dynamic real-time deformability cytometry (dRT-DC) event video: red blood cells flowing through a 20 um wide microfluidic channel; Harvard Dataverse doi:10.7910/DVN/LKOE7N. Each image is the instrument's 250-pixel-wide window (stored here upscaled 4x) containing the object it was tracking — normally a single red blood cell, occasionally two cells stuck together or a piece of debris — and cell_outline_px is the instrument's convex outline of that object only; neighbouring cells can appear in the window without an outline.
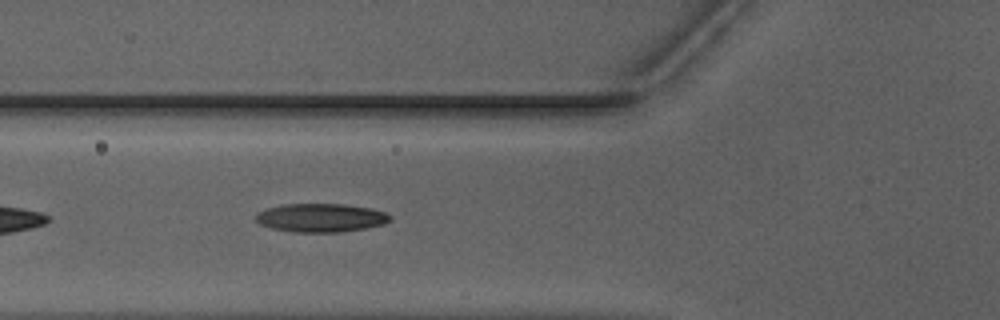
{"species": "Egyptian fruit bat (a non-hibernating species)", "species_latin": "Rousettus aegyptiacus", "temperature_condition": "warm", "stored_images_in_passage": 34, "camera_frame_rate_fps": 3000, "um_per_image_px": 0.085, "animal": {"sex": "male"}, "frame": {"image": 1, "passage_image": 6, "time_ms": 1.667, "image_size_px": [1000, 320], "cell_outline_px": [[392, 220], [384, 224], [364, 228], [340, 232], [296, 232], [272, 228], [260, 224], [256, 220], [256, 212], [268, 208], [284, 204], [344, 204], [372, 208], [384, 212], [392, 216]], "centroid_in_image_um": [27.29, 18.5], "position_along_channel_um": 98.5, "area_um2": 22.31}}
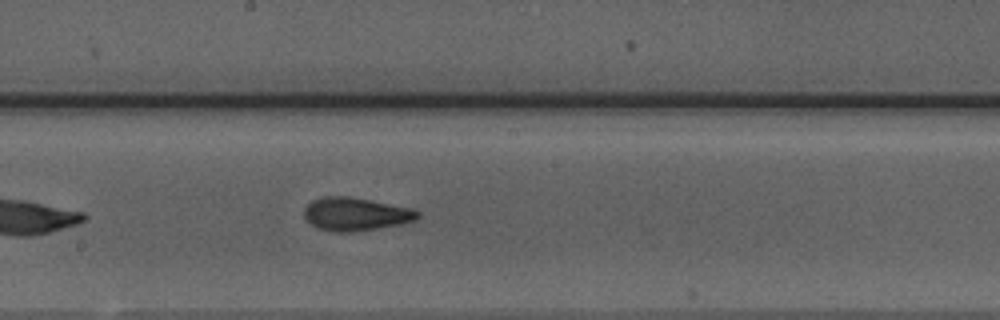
{"frame": {"image": 2, "passage_image": 15, "time_ms": 4.667, "image_size_px": [1000, 320], "cell_outline_px": [[420, 216], [416, 220], [400, 224], [352, 232], [336, 232], [316, 228], [304, 220], [304, 208], [312, 200], [324, 196], [348, 196], [412, 208], [420, 212]], "centroid_in_image_um": [30.19, 18.2], "position_along_channel_um": 218.0, "area_um2": 22.02}}
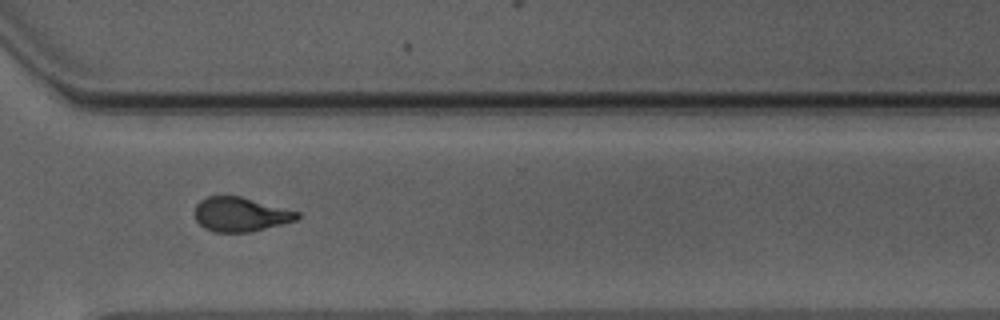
{"frame": {"image": 3, "passage_image": 25, "time_ms": 8.0, "image_size_px": [1000, 320], "cell_outline_px": [[300, 216], [296, 220], [252, 232], [216, 232], [204, 228], [196, 220], [196, 204], [200, 200], [208, 196], [240, 196], [300, 212]], "centroid_in_image_um": [20.45, 18.22], "position_along_channel_um": 350.2, "area_um2": 20.35}}